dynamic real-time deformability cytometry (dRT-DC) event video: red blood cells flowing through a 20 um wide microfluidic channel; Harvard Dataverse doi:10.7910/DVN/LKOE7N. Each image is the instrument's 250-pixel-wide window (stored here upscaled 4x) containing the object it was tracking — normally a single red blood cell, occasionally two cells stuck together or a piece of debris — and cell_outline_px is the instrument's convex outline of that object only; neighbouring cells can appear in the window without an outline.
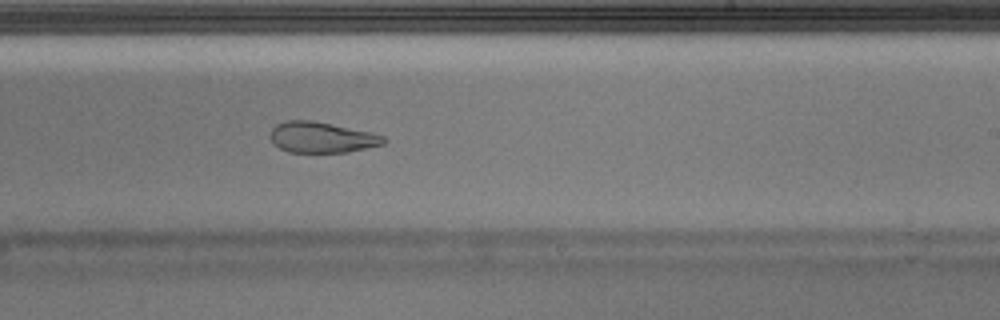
{"species": "Egyptian fruit bat (a non-hibernating species)", "species_latin": "Rousettus aegyptiacus", "temperature_condition": "warm", "stored_images_in_passage": 39, "camera_frame_rate_fps": 3000, "um_per_image_px": 0.085, "animal": {"sex": "male"}, "frame": {"image": 1, "passage_image": 23, "time_ms": 7.333, "image_size_px": [1000, 320], "cell_outline_px": [[388, 140], [384, 144], [348, 152], [288, 152], [280, 148], [272, 140], [272, 128], [276, 124], [284, 120], [312, 120], [372, 132], [384, 136]], "centroid_in_image_um": [27.39, 11.67], "position_along_channel_um": 261.6, "area_um2": 20.29}}